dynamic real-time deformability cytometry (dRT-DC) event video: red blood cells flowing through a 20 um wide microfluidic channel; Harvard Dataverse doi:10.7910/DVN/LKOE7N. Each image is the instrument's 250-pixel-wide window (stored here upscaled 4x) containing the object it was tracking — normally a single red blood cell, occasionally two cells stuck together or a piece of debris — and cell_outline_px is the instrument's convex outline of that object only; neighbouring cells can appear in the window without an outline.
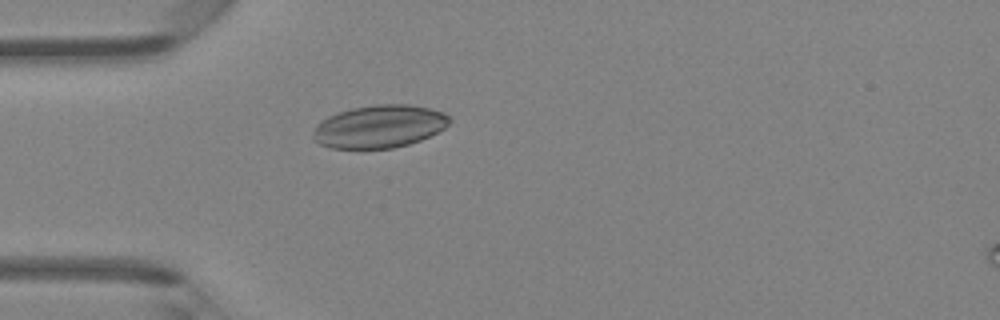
{"species": "Egyptian fruit bat (a non-hibernating species)", "species_latin": "Rousettus aegyptiacus", "temperature_condition": "room temperature", "stored_images_in_passage": 41, "camera_frame_rate_fps": 3000, "um_per_image_px": 0.085, "animal": {"sex": "female"}, "frame": {"image": 1, "passage_image": 8, "time_ms": 2.333, "image_size_px": [1000, 320], "cell_outline_px": [[452, 120], [444, 128], [420, 140], [408, 144], [392, 148], [332, 148], [320, 144], [312, 140], [312, 136], [316, 124], [328, 116], [352, 108], [376, 104], [408, 104], [428, 108], [444, 112]], "centroid_in_image_um": [32.22, 10.74], "position_along_channel_um": 52.8, "area_um2": 33.87}}
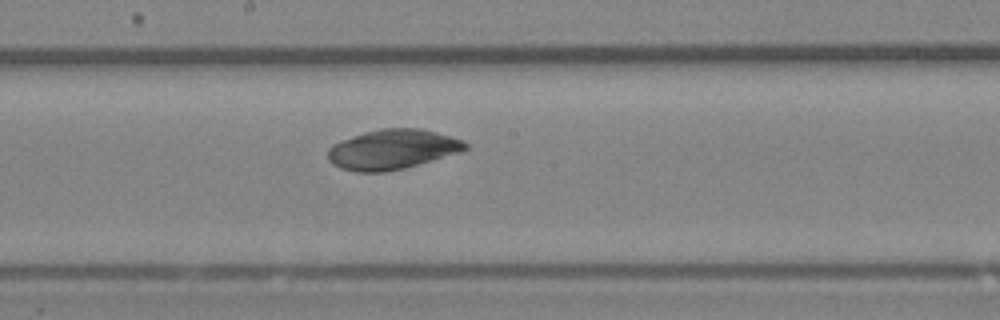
{"frame": {"image": 2, "passage_image": 20, "time_ms": 6.333, "image_size_px": [1000, 320], "cell_outline_px": [[468, 148], [460, 152], [404, 168], [384, 172], [356, 172], [340, 168], [332, 164], [328, 160], [328, 148], [332, 144], [364, 132], [380, 128], [420, 128], [436, 132], [464, 140], [468, 144]], "centroid_in_image_um": [33.34, 12.69], "position_along_channel_um": 214.9, "area_um2": 31.91}}
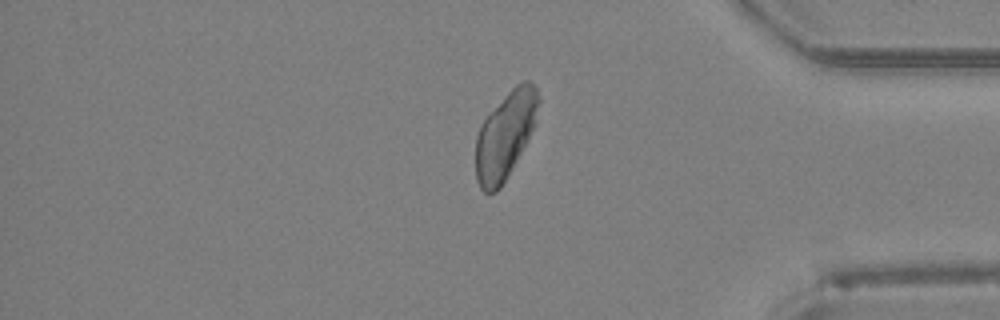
{"frame": {"image": 3, "passage_image": 34, "time_ms": 11.0, "image_size_px": [1000, 320], "cell_outline_px": [[540, 100], [536, 124], [528, 140], [512, 168], [500, 188], [496, 192], [484, 192], [480, 188], [476, 180], [476, 136], [480, 124], [508, 92], [520, 80], [528, 80], [536, 88], [540, 96]], "centroid_in_image_um": [42.96, 11.48], "position_along_channel_um": 392.2, "area_um2": 31.85}}